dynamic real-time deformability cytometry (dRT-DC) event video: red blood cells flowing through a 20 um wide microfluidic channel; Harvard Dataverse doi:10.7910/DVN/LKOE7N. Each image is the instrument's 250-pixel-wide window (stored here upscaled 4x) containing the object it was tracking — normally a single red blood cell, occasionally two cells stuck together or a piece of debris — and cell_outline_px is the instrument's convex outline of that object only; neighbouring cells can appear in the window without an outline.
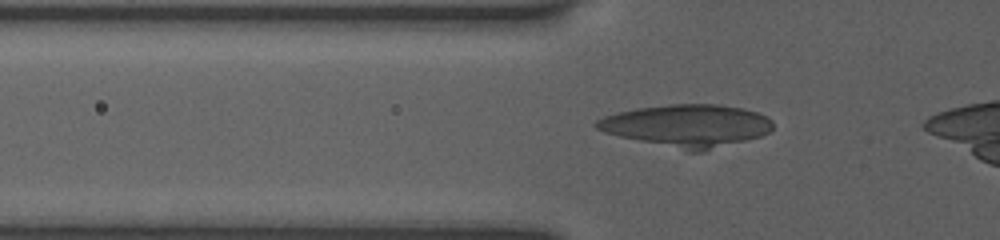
{"species": "human", "species_latin": "Homo sapiens", "temperature_condition": "room temperature", "stored_images_in_passage": 26, "camera_frame_rate_fps": 3000, "um_per_image_px": 0.085, "donor": {"sex": "female"}, "frame": {"image": 1, "passage_image": 3, "time_ms": 0.667, "image_size_px": [1000, 240], "cell_outline_px": [[772, 128], [768, 132], [760, 136], [704, 152], [688, 152], [620, 136], [604, 132], [596, 128], [592, 124], [596, 120], [604, 116], [636, 108], [668, 104], [716, 104], [744, 108], [768, 116], [772, 120]], "centroid_in_image_um": [58.41, 10.68], "position_along_channel_um": 67.4, "area_um2": 43.64}}
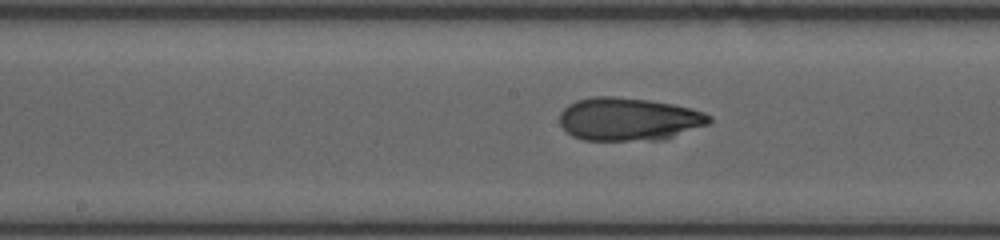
{"frame": {"image": 2, "passage_image": 14, "time_ms": 4.0, "image_size_px": [1000, 240], "cell_outline_px": [[712, 120], [708, 124], [664, 140], [584, 140], [572, 136], [560, 124], [560, 112], [568, 104], [576, 100], [592, 96], [616, 96], [648, 100], [672, 104], [692, 108], [704, 112], [712, 116]], "centroid_in_image_um": [53.45, 10.12], "position_along_channel_um": 194.8, "area_um2": 37.74}}
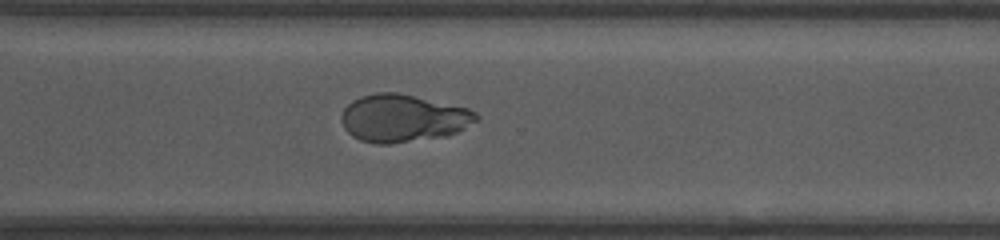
{"frame": {"image": 3, "passage_image": 21, "time_ms": 7.667, "image_size_px": [1000, 240], "cell_outline_px": [[480, 120], [448, 136], [388, 144], [376, 144], [360, 140], [352, 136], [344, 128], [340, 116], [344, 108], [352, 100], [360, 96], [376, 92], [396, 92], [468, 108], [476, 112], [480, 116]], "centroid_in_image_um": [34.26, 10.05], "position_along_channel_um": 336.3, "area_um2": 37.57}, "authors_computed_cell_mechanics": {"area_um2": 37.7434, "velocity_mm_per_s": 3.8895, "shape_relaxation_time_tau1_ms": 8.2742, "shape_relaxation_time_tau2_ms": 1.5537, "deformation_change_tau1": 0.2139, "deformation_change_tau2": 0.0495}}